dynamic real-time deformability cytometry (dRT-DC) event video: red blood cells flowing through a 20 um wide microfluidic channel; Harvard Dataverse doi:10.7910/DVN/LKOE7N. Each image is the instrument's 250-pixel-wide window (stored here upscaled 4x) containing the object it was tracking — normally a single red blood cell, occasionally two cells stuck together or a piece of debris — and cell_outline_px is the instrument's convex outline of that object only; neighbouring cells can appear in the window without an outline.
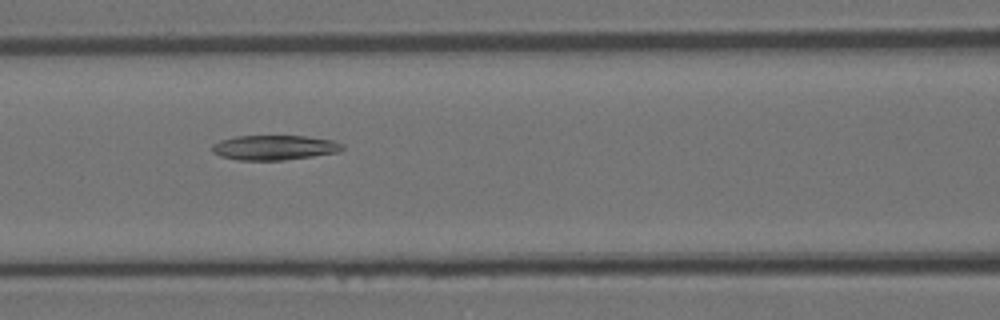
{"species": "Egyptian fruit bat (a non-hibernating species)", "species_latin": "Rousettus aegyptiacus", "temperature_condition": "room temperature", "stored_images_in_passage": 7, "camera_frame_rate_fps": 3000, "um_per_image_px": 0.085, "animal": {"sex": "female"}, "frame": {"image": 1, "passage_image": 5, "time_ms": 4.667, "image_size_px": [1000, 320], "cell_outline_px": [[344, 148], [340, 152], [284, 160], [236, 160], [220, 156], [212, 152], [212, 144], [220, 140], [232, 136], [304, 136], [332, 140], [344, 144]], "centroid_in_image_um": [23.3, 12.54], "position_along_channel_um": 143.3, "area_um2": 18.96}}
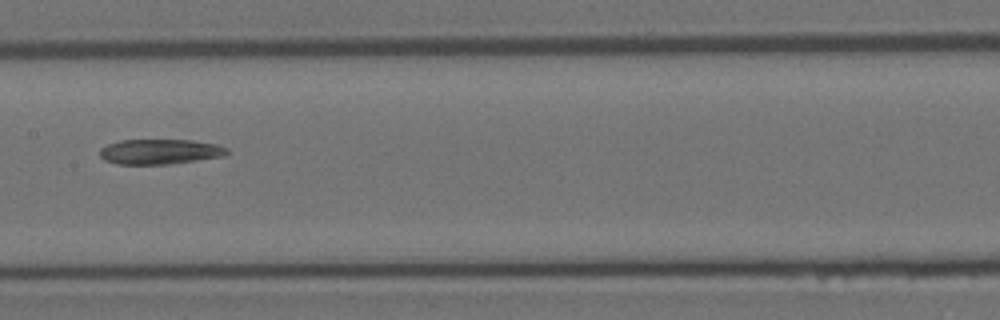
{"frame": {"image": 2, "passage_image": 6, "time_ms": 6.0, "image_size_px": [1000, 320], "cell_outline_px": [[228, 152], [220, 156], [196, 160], [168, 164], [116, 164], [104, 160], [100, 156], [100, 148], [108, 144], [120, 140], [192, 140], [216, 144], [228, 148]], "centroid_in_image_um": [13.54, 12.88], "position_along_channel_um": 193.9, "area_um2": 18.44}}
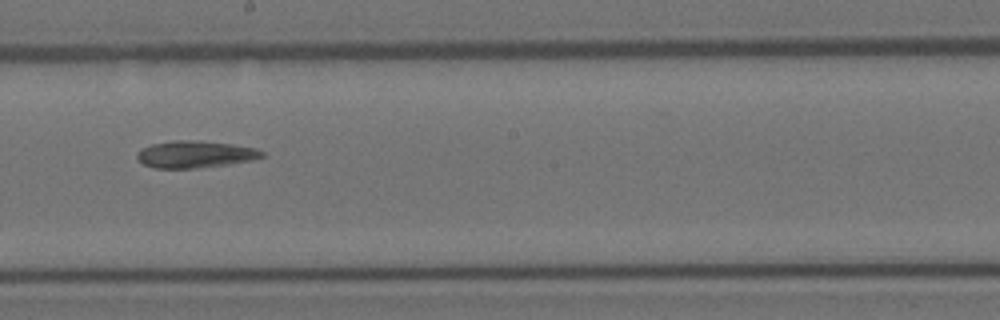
{"frame": {"image": 3, "passage_image": 7, "time_ms": 7.0, "image_size_px": [1000, 320], "cell_outline_px": [[264, 156], [252, 160], [228, 164], [192, 168], [156, 168], [144, 164], [136, 156], [144, 148], [152, 144], [172, 140], [196, 140], [232, 144], [256, 148], [264, 152]], "centroid_in_image_um": [16.63, 13.11], "position_along_channel_um": 231.6, "area_um2": 19.36}}